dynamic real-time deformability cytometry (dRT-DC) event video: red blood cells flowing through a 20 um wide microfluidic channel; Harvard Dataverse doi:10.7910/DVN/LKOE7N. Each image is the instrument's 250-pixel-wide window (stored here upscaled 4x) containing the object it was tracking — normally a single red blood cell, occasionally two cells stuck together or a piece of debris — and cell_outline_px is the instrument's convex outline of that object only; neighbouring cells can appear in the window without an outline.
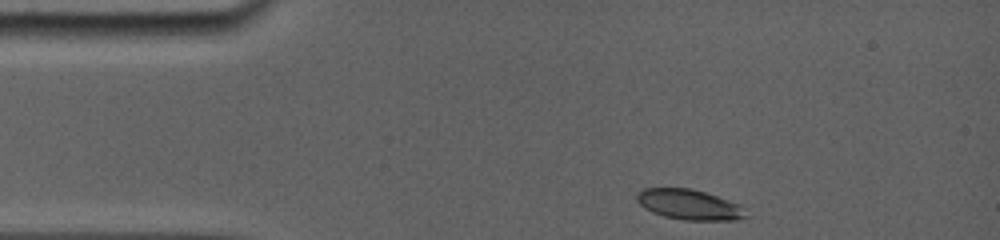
{"species": "common noctule bat (a hibernating species)", "species_latin": "Nyctalus noctula", "temperature_condition": "room temperature", "stored_images_in_passage": 17, "camera_frame_rate_fps": 5000, "um_per_image_px": 0.085, "animal": {"sex": "female", "body_mass_g": 19.0, "forearm_length_mm": 56.7}, "frame": {"image": 1, "passage_image": 1, "time_ms": 0.0, "image_size_px": [1000, 240], "cell_outline_px": [[752, 216], [736, 220], [684, 220], [664, 216], [652, 212], [644, 208], [636, 200], [636, 192], [644, 188], [692, 188], [740, 204]], "centroid_in_image_um": [58.61, 17.39], "position_along_channel_um": 26.4, "area_um2": 19.48}}
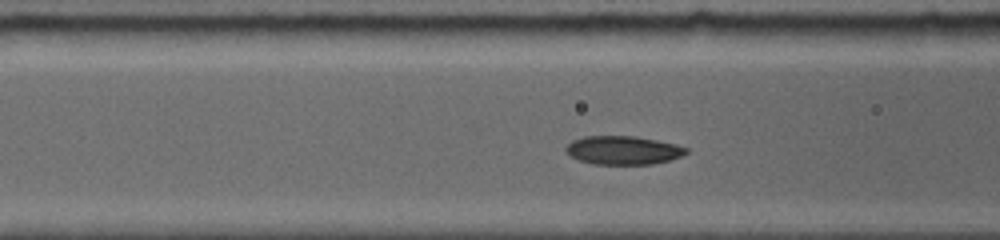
{"frame": {"image": 2, "passage_image": 10, "time_ms": 3.6, "image_size_px": [1000, 240], "cell_outline_px": [[688, 152], [680, 156], [668, 160], [652, 164], [592, 164], [568, 156], [564, 152], [564, 148], [572, 140], [584, 136], [636, 136], [676, 144], [688, 148]], "centroid_in_image_um": [52.91, 12.76], "position_along_channel_um": 113.7, "area_um2": 20.11}}
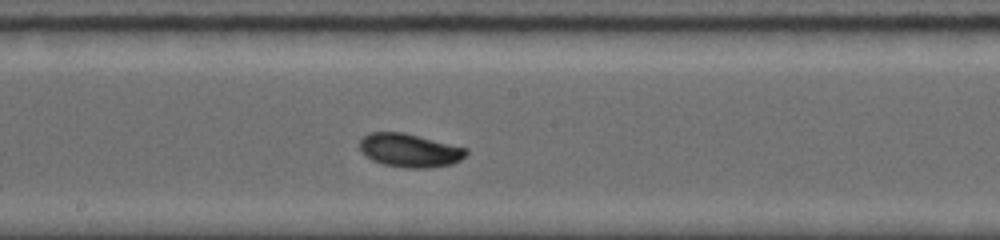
{"frame": {"image": 3, "passage_image": 17, "time_ms": 6.2, "image_size_px": [1000, 240], "cell_outline_px": [[468, 152], [460, 160], [452, 164], [428, 168], [404, 168], [384, 164], [372, 160], [364, 156], [360, 152], [360, 140], [368, 132], [404, 132], [468, 148]], "centroid_in_image_um": [34.8, 12.78], "position_along_channel_um": 213.4, "area_um2": 20.98}}